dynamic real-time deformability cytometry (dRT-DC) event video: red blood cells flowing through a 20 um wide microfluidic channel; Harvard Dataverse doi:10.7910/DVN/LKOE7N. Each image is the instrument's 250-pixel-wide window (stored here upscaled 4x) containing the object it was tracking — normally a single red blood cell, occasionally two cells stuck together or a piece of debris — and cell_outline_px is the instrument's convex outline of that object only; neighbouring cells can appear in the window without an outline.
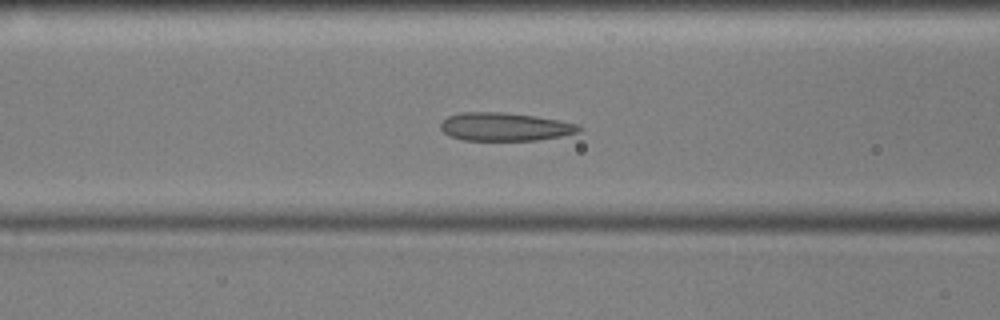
{"species": "common noctule bat (a hibernating species)", "species_latin": "Nyctalus noctula", "temperature_condition": "cold", "stored_images_in_passage": 43, "camera_frame_rate_fps": 3000, "um_per_image_px": 0.085, "animal": {"sex": "male", "body_mass_g": 17.9, "forearm_length_mm": 54.2}, "frame": {"image": 1, "passage_image": 9, "time_ms": 2.667, "image_size_px": [1000, 320], "cell_outline_px": [[584, 128], [580, 132], [560, 136], [536, 140], [464, 140], [452, 136], [444, 132], [440, 128], [440, 124], [448, 116], [460, 112], [500, 112], [536, 116], [560, 120], [580, 124]], "centroid_in_image_um": [42.96, 10.77], "position_along_channel_um": 123.6, "area_um2": 22.77}}
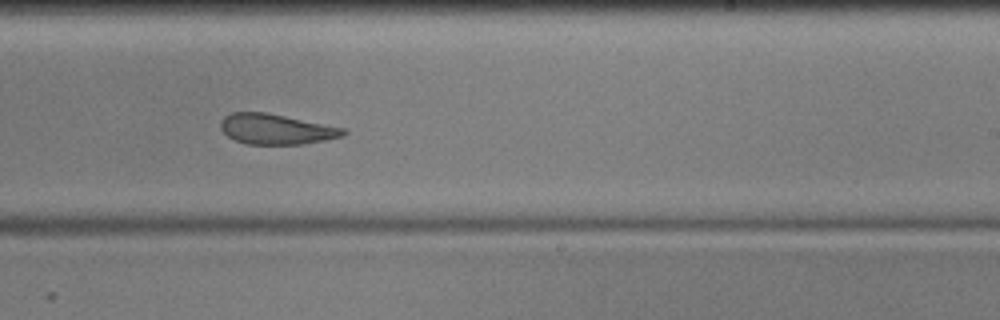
{"frame": {"image": 2, "passage_image": 21, "time_ms": 6.667, "image_size_px": [1000, 320], "cell_outline_px": [[348, 132], [344, 136], [324, 140], [300, 144], [248, 144], [236, 140], [228, 136], [220, 128], [220, 120], [224, 116], [232, 112], [264, 112], [344, 128]], "centroid_in_image_um": [23.45, 10.97], "position_along_channel_um": 265.6, "area_um2": 21.44}}
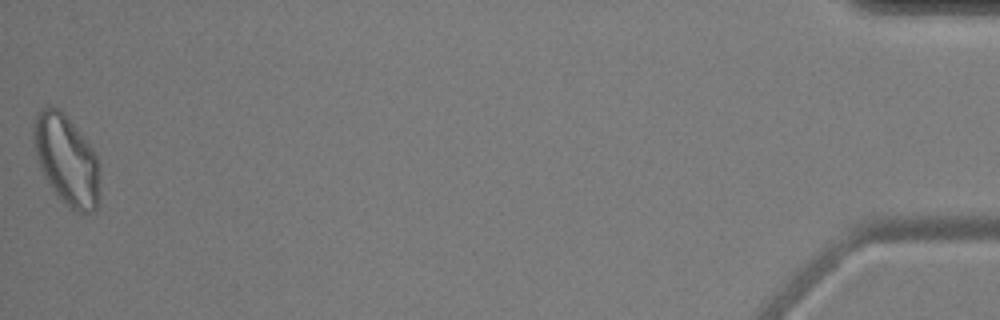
{"frame": {"image": 3, "passage_image": 43, "time_ms": 14.0, "image_size_px": [1000, 320], "cell_outline_px": [[96, 208], [92, 212], [80, 212], [72, 208], [56, 196], [48, 184], [36, 160], [32, 140], [32, 128], [36, 112], [40, 108], [48, 104], [56, 108], [72, 124], [92, 148], [96, 156]], "centroid_in_image_um": [5.53, 13.54], "position_along_channel_um": 429.7, "area_um2": 33.81}, "authors_computed_cell_mechanics": {"area_um2": 23.5246, "velocity_mm_per_s": 3.5527, "shape_relaxation_time_tau1_ms": null, "shape_relaxation_time_tau2_ms": 2.4254, "deformation_change_tau1": null, "deformation_change_tau2": 0.08}}